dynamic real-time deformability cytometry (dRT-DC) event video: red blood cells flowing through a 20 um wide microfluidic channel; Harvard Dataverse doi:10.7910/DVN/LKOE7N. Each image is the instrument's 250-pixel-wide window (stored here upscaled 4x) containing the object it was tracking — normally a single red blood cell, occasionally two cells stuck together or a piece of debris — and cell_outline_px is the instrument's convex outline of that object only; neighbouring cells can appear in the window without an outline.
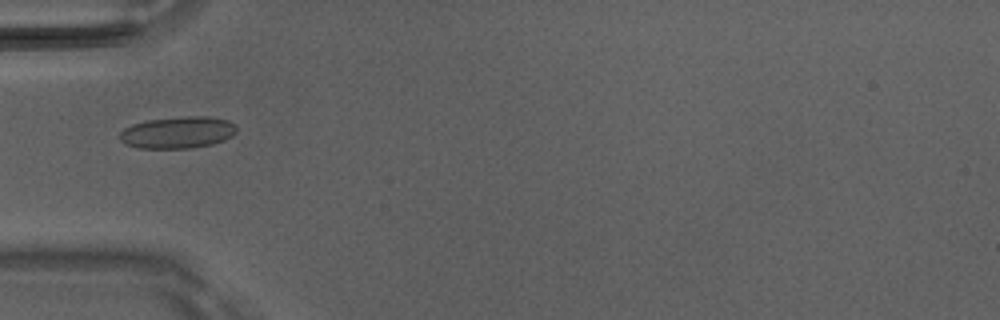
{"species": "Egyptian fruit bat (a non-hibernating species)", "species_latin": "Rousettus aegyptiacus", "temperature_condition": "room temperature", "stored_images_in_passage": 1, "camera_frame_rate_fps": 3000, "um_per_image_px": 0.085, "animal": {"sex": "male"}, "frame": {"image": 1, "passage_image": 1, "time_ms": 0.0, "image_size_px": [1000, 320], "cell_outline_px": [[236, 132], [232, 136], [224, 140], [212, 144], [188, 148], [136, 148], [124, 144], [120, 140], [120, 132], [124, 128], [132, 124], [148, 120], [184, 116], [208, 116], [228, 120], [236, 124]], "centroid_in_image_um": [15.1, 11.25], "position_along_channel_um": 69.9, "area_um2": 21.79}}